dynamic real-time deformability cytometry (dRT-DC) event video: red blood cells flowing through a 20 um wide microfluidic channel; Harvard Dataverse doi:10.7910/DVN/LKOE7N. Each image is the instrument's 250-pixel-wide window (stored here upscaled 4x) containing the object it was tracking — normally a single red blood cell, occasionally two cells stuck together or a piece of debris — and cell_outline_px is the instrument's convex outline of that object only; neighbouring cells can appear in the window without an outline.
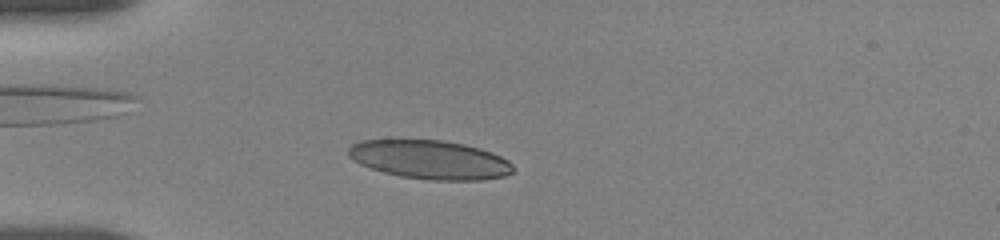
{"species": "human", "species_latin": "Homo sapiens", "temperature_condition": "room temperature", "stored_images_in_passage": 30, "camera_frame_rate_fps": 3000, "um_per_image_px": 0.085, "donor": {"sex": "female"}, "frame": {"image": 1, "passage_image": 5, "time_ms": 4.0, "image_size_px": [1000, 240], "cell_outline_px": [[512, 172], [504, 176], [480, 180], [432, 180], [400, 176], [384, 172], [360, 164], [352, 160], [348, 156], [348, 148], [352, 144], [360, 140], [444, 140], [464, 144], [480, 148], [492, 152], [508, 160], [512, 164]], "centroid_in_image_um": [36.53, 13.56], "position_along_channel_um": 48.5, "area_um2": 37.17}}
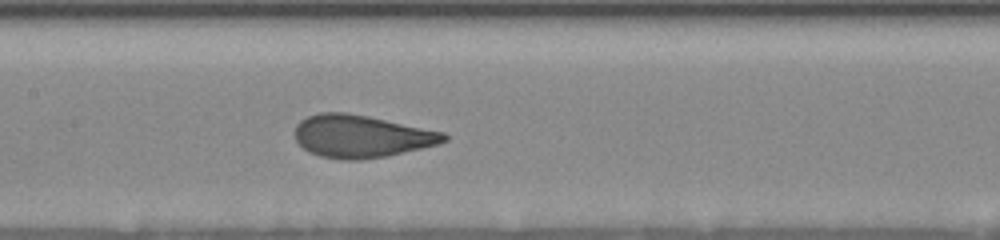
{"frame": {"image": 2, "passage_image": 14, "time_ms": 8.0, "image_size_px": [1000, 240], "cell_outline_px": [[448, 140], [436, 144], [388, 156], [360, 160], [344, 160], [320, 156], [308, 152], [296, 140], [296, 124], [300, 120], [308, 116], [320, 112], [344, 112], [368, 116], [444, 132], [448, 136]], "centroid_in_image_um": [30.69, 11.58], "position_along_channel_um": 176.7, "area_um2": 36.82}}
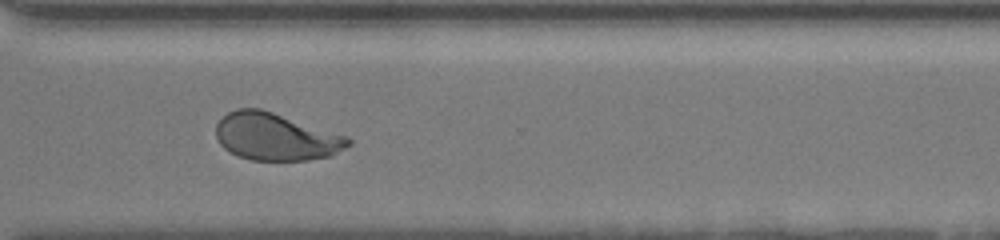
{"frame": {"image": 3, "passage_image": 25, "time_ms": 12.667, "image_size_px": [1000, 240], "cell_outline_px": [[352, 144], [332, 156], [308, 160], [252, 160], [240, 156], [224, 148], [220, 144], [216, 136], [216, 124], [228, 112], [236, 108], [260, 108], [348, 136], [352, 140]], "centroid_in_image_um": [23.47, 11.62], "position_along_channel_um": 347.1, "area_um2": 36.47}, "authors_computed_cell_mechanics": {"area_um2": 36.6741, "velocity_mm_per_s": 3.6649, "shape_relaxation_time_tau1_ms": 3.9465, "shape_relaxation_time_tau2_ms": null, "deformation_change_tau1": 0.1423, "deformation_change_tau2": null}}